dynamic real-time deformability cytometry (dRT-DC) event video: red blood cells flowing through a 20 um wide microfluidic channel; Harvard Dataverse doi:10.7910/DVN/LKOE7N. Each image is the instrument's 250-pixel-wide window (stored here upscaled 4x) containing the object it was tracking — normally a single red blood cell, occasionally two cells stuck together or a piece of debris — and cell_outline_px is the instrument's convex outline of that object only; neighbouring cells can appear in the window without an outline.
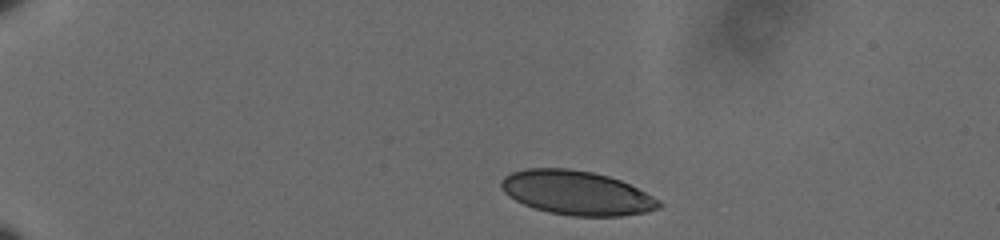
{"species": "human", "species_latin": "Homo sapiens", "temperature_condition": "cold", "stored_images_in_passage": 7, "camera_frame_rate_fps": 3000, "um_per_image_px": 0.085, "donor": {"sex": "male"}, "frame": {"image": 1, "passage_image": 1, "time_ms": 0.0, "image_size_px": [1000, 240], "cell_outline_px": [[664, 204], [660, 208], [648, 212], [620, 216], [572, 216], [548, 212], [524, 204], [508, 196], [500, 188], [500, 180], [504, 176], [512, 172], [528, 168], [568, 168], [592, 172], [608, 176], [620, 180], [660, 200]], "centroid_in_image_um": [49.01, 16.39], "position_along_channel_um": 36.0, "area_um2": 40.58}}
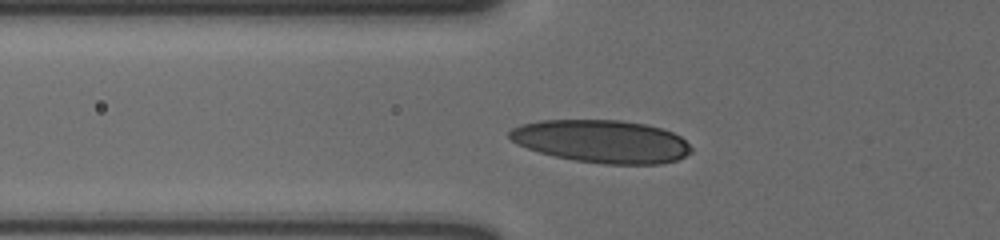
{"frame": {"image": 2, "passage_image": 6, "time_ms": 1.667, "image_size_px": [1000, 240], "cell_outline_px": [[692, 152], [676, 160], [660, 164], [604, 164], [576, 160], [556, 156], [540, 152], [516, 144], [508, 136], [508, 132], [512, 128], [520, 124], [540, 120], [620, 120], [644, 124], [660, 128], [672, 132], [680, 136], [692, 148]], "centroid_in_image_um": [51.13, 12.01], "position_along_channel_um": 74.7, "area_um2": 45.2}}